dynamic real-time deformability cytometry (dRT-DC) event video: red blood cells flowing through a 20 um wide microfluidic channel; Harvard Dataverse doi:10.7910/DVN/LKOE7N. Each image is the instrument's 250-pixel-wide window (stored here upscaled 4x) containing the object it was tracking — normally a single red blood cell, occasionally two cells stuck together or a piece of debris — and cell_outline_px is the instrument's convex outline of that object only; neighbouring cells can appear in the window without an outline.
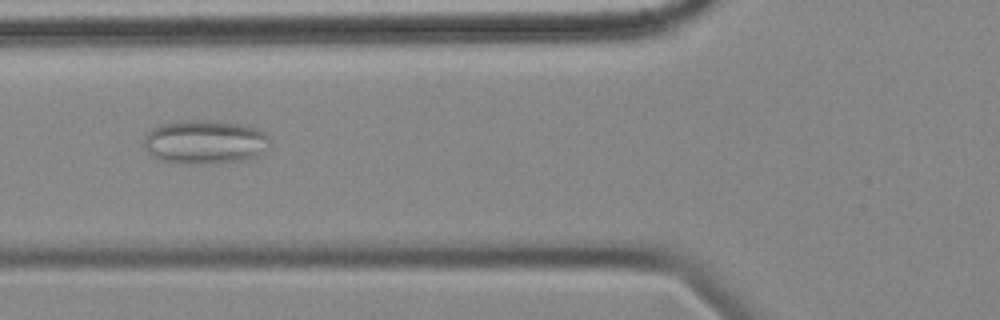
{"species": "common noctule bat (a hibernating species)", "species_latin": "Nyctalus noctula", "temperature_condition": "cold", "stored_images_in_passage": 9, "camera_frame_rate_fps": 3000, "um_per_image_px": 0.085, "animal": {"sex": "female", "body_mass_g": 18.4}, "frame": {"image": 1, "passage_image": 4, "time_ms": 3.667, "image_size_px": [1000, 320], "cell_outline_px": [[272, 140], [264, 152], [260, 156], [248, 160], [204, 164], [196, 164], [160, 160], [152, 156], [144, 148], [144, 136], [152, 128], [160, 124], [184, 120], [208, 120], [240, 124], [260, 128]], "centroid_in_image_um": [17.46, 12.07], "position_along_channel_um": 108.3, "area_um2": 32.71}}